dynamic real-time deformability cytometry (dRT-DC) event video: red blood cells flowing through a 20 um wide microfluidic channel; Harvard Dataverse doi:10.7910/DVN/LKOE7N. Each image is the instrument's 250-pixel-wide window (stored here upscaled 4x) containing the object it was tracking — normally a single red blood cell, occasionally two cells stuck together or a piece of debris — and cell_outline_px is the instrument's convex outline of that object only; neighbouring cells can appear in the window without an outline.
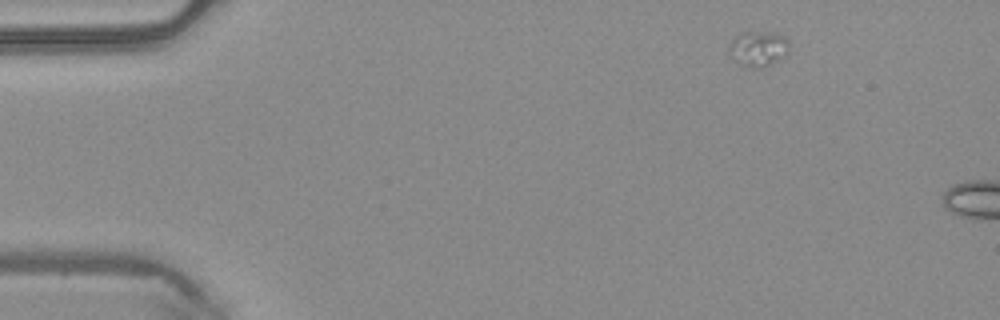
{"species": "common noctule bat (a hibernating species)", "species_latin": "Nyctalus noctula", "temperature_condition": "warm", "stored_images_in_passage": 3, "camera_frame_rate_fps": 3000, "um_per_image_px": 0.085, "animal": {"sex": "male", "body_mass_g": 20.4}, "frame": {"image": 1, "passage_image": 1, "time_ms": 0.0, "image_size_px": [1000, 320], "cell_outline_px": [[788, 56], [784, 60], [764, 68], [752, 68], [740, 64], [728, 52], [728, 48], [732, 40], [740, 32], [764, 32], [784, 36], [788, 40]], "centroid_in_image_um": [64.49, 4.17], "position_along_channel_um": 20.5, "area_um2": 12.66}}